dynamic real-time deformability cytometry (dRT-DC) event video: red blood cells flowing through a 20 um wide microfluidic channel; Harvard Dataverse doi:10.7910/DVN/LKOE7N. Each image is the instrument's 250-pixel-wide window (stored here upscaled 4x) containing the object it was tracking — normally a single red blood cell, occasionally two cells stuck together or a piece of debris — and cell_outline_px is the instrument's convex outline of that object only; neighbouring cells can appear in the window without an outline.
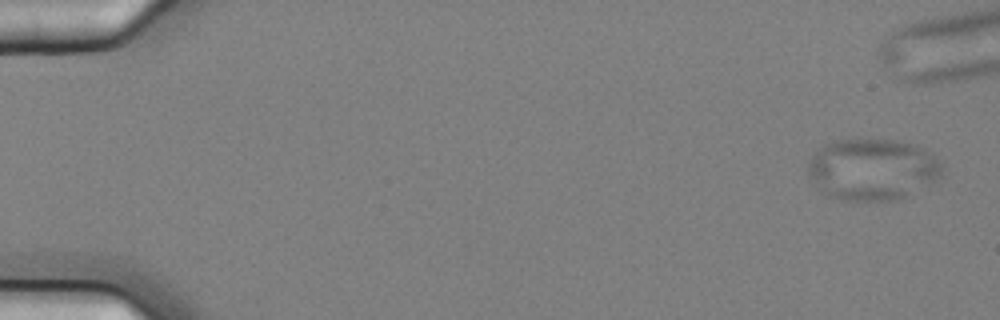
{"species": "common noctule bat (a hibernating species)", "species_latin": "Nyctalus noctula", "temperature_condition": "cold", "stored_images_in_passage": 8, "camera_frame_rate_fps": 3000, "um_per_image_px": 0.085, "animal": {"sex": "female", "body_mass_g": 25.1}, "frame": {"image": 1, "passage_image": 1, "time_ms": 0.0, "image_size_px": [1000, 320], "cell_outline_px": [[944, 176], [896, 200], [840, 200], [824, 196], [812, 180], [808, 172], [808, 160], [824, 144], [836, 140], [896, 140], [912, 144], [920, 148], [932, 156], [940, 164]], "centroid_in_image_um": [74.09, 14.41], "position_along_channel_um": 10.9, "area_um2": 47.63}}